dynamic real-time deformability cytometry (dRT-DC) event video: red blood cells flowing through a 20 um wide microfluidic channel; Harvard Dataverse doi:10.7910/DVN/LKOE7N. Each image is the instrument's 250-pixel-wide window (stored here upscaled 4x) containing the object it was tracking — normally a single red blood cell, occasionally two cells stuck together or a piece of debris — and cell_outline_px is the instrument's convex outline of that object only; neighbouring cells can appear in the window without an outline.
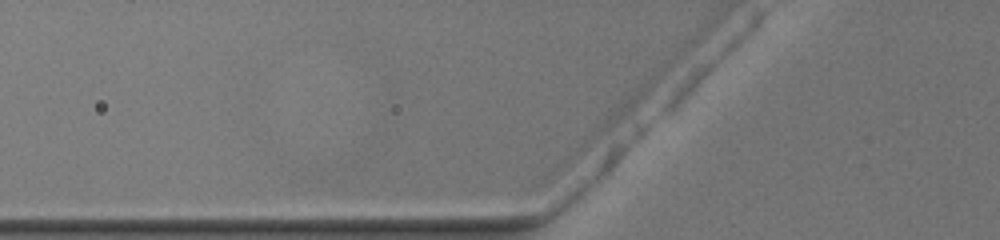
{"species": "common noctule bat (a hibernating species)", "species_latin": "Nyctalus noctula", "temperature_condition": "warm", "stored_images_in_passage": 4, "camera_frame_rate_fps": 3000, "um_per_image_px": 0.085, "animal": {"sex": "female", "body_mass_g": 19.5, "forearm_length_mm": 54.1}, "frame": {"image": 1, "passage_image": 2, "time_ms": 0.333, "image_size_px": [1000, 240], "cell_outline_px": [[492, 156], [484, 160], [320, 160], [312, 156], [312, 152], [384, 140], [484, 148], [492, 152]], "centroid_in_image_um": [34.24, 12.93], "position_along_channel_um": 91.6, "area_um2": 19.19}}